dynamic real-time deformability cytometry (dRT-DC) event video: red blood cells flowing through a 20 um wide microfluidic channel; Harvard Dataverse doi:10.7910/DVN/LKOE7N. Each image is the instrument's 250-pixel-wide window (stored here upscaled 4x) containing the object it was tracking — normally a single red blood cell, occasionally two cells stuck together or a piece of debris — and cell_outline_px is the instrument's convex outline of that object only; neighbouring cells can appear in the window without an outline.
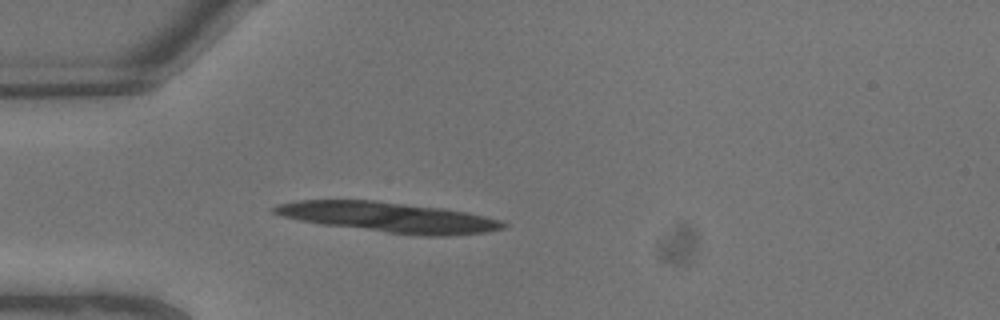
{"species": "common noctule bat (a hibernating species)", "species_latin": "Nyctalus noctula", "temperature_condition": "warm", "stored_images_in_passage": 2, "camera_frame_rate_fps": 3000, "um_per_image_px": 0.085, "animal": {"sex": "male", "body_mass_g": 13.3}, "frame": {"image": 1, "passage_image": 2, "time_ms": 0.333, "image_size_px": [1000, 320], "cell_outline_px": [[508, 224], [504, 228], [484, 232], [448, 236], [424, 236], [388, 232], [320, 224], [300, 220], [284, 216], [272, 212], [272, 208], [276, 204], [296, 200], [376, 200], [444, 208], [484, 216], [500, 220]], "centroid_in_image_um": [33.02, 18.45], "position_along_channel_um": 52.0, "area_um2": 40.0}}